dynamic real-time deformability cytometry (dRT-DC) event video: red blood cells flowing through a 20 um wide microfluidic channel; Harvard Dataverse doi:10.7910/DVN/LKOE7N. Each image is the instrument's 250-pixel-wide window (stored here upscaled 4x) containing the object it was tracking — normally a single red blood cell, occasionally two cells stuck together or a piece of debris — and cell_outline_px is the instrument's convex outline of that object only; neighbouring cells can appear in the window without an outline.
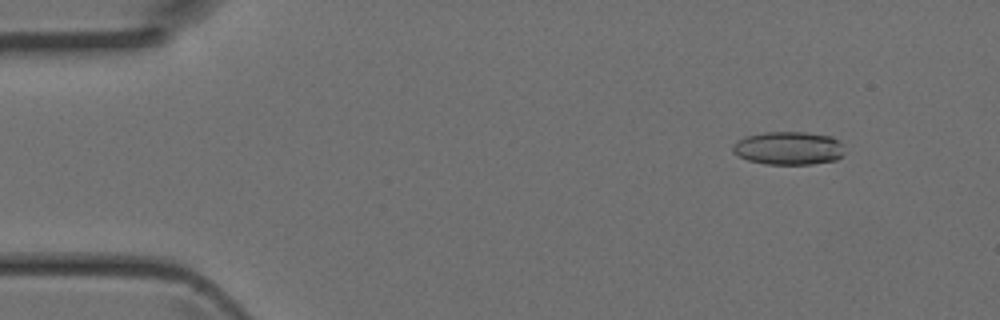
{"species": "Egyptian fruit bat (a non-hibernating species)", "species_latin": "Rousettus aegyptiacus", "temperature_condition": "room temperature", "stored_images_in_passage": 4, "camera_frame_rate_fps": 3000, "um_per_image_px": 0.085, "animal": {"sex": "female"}, "frame": {"image": 1, "passage_image": 1, "time_ms": 0.0, "image_size_px": [1000, 320], "cell_outline_px": [[844, 152], [836, 160], [812, 164], [768, 164], [748, 160], [732, 152], [732, 144], [744, 136], [764, 132], [804, 132], [832, 136], [840, 140], [844, 144]], "centroid_in_image_um": [67.05, 12.58], "position_along_channel_um": 18.0, "area_um2": 21.85}}